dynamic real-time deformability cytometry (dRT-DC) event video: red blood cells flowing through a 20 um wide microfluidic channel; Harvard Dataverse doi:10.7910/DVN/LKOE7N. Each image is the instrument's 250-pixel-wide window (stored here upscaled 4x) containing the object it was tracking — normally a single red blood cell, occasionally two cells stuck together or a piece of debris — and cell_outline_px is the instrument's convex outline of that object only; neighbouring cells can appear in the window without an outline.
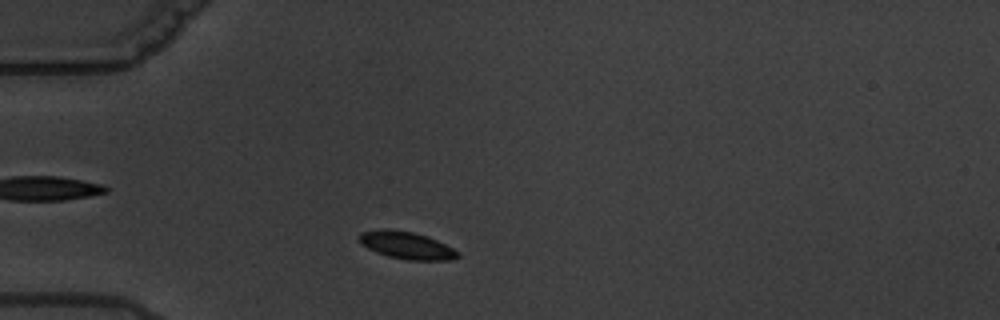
{"species": "common noctule bat (a hibernating species)", "species_latin": "Nyctalus noctula", "temperature_condition": "warm", "stored_images_in_passage": 2, "camera_frame_rate_fps": 3000, "um_per_image_px": 0.085, "animal": {"sex": "male", "body_mass_g": 19.5, "forearm_length_mm": 54.6}, "frame": {"image": 1, "passage_image": 1, "time_ms": 0.0, "image_size_px": [1000, 320], "cell_outline_px": [[460, 256], [452, 260], [404, 260], [388, 256], [376, 252], [360, 244], [360, 232], [380, 228], [388, 228], [412, 232], [428, 236], [460, 252]], "centroid_in_image_um": [34.55, 20.85], "position_along_channel_um": 50.4, "area_um2": 15.84}}